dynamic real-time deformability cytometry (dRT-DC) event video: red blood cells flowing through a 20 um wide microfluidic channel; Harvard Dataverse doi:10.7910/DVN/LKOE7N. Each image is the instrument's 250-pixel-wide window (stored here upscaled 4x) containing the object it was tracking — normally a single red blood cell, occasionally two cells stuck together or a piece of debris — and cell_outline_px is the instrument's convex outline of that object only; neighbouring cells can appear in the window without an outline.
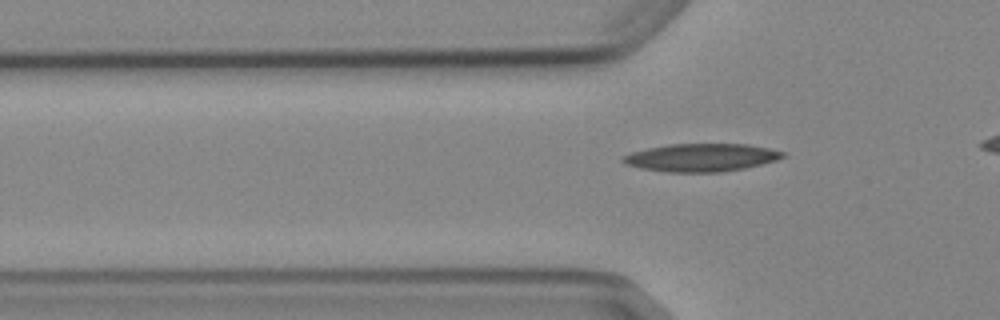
{"species": "Egyptian fruit bat (a non-hibernating species)", "species_latin": "Rousettus aegyptiacus", "temperature_condition": "cold", "stored_images_in_passage": 2, "camera_frame_rate_fps": 3000, "um_per_image_px": 0.085, "animal": {"sex": "female"}, "frame": {"image": 1, "passage_image": 2, "time_ms": 2.0, "image_size_px": [1000, 320], "cell_outline_px": [[784, 156], [776, 160], [744, 168], [724, 172], [668, 172], [640, 168], [624, 164], [620, 160], [620, 156], [632, 152], [648, 148], [668, 144], [748, 144], [768, 148], [784, 152]], "centroid_in_image_um": [59.55, 13.39], "position_along_channel_um": 66.3, "area_um2": 26.01}}